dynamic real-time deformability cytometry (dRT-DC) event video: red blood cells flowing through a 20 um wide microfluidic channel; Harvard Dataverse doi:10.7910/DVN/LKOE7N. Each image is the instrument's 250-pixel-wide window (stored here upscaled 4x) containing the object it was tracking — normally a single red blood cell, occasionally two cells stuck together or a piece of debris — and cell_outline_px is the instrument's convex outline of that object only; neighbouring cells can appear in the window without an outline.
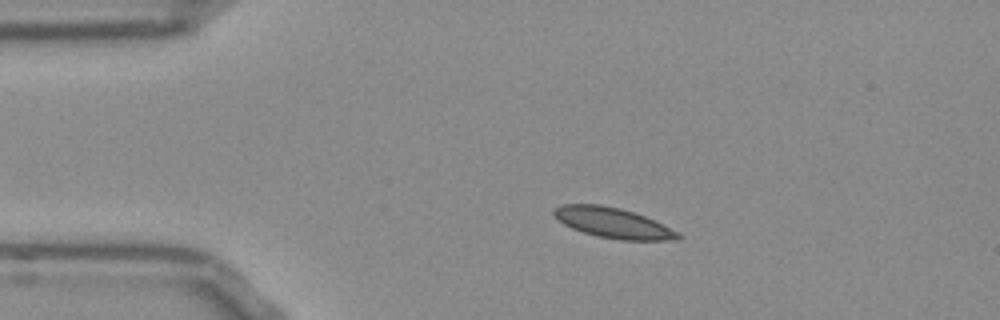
{"species": "Egyptian fruit bat (a non-hibernating species)", "species_latin": "Rousettus aegyptiacus", "temperature_condition": "room temperature", "stored_images_in_passage": 43, "camera_frame_rate_fps": 3000, "um_per_image_px": 0.085, "frame": {"image": 1, "passage_image": 1, "time_ms": 0.0, "image_size_px": [1000, 320], "cell_outline_px": [[684, 236], [680, 240], [620, 240], [596, 236], [572, 228], [564, 224], [552, 212], [560, 204], [600, 204], [620, 208], [644, 216], [664, 224], [680, 232]], "centroid_in_image_um": [52.18, 18.95], "position_along_channel_um": 32.8, "area_um2": 21.96}}
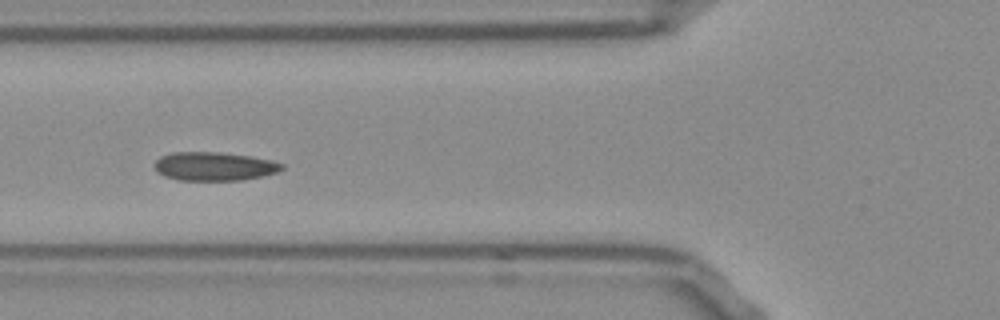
{"frame": {"image": 2, "passage_image": 10, "time_ms": 3.0, "image_size_px": [1000, 320], "cell_outline_px": [[284, 168], [276, 172], [264, 176], [244, 180], [180, 180], [164, 176], [156, 172], [152, 164], [160, 156], [172, 152], [216, 152], [248, 156], [272, 160], [284, 164]], "centroid_in_image_um": [18.18, 14.14], "position_along_channel_um": 107.6, "area_um2": 21.39}}
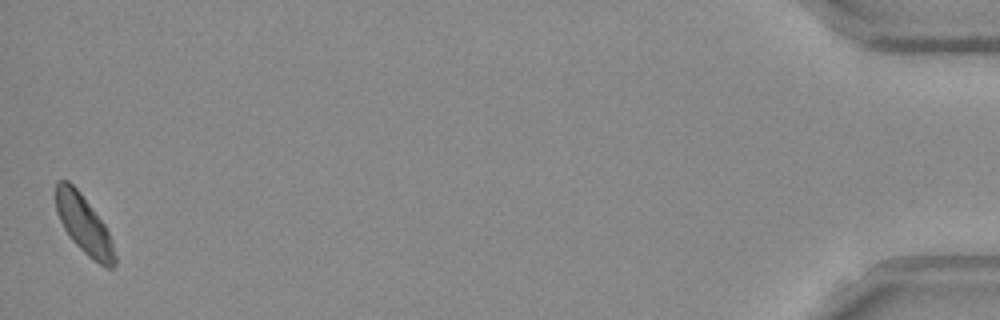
{"frame": {"image": 3, "passage_image": 43, "time_ms": 14.0, "image_size_px": [1000, 320], "cell_outline_px": [[116, 264], [112, 268], [108, 268], [100, 264], [88, 256], [72, 240], [64, 228], [56, 212], [56, 184], [60, 180], [68, 180], [80, 192], [104, 224], [112, 240], [116, 256]], "centroid_in_image_um": [7.14, 19.1], "position_along_channel_um": 428.1, "area_um2": 19.83}, "authors_computed_cell_mechanics": {"area_um2": 20.6346, "velocity_mm_per_s": 3.8012, "shape_relaxation_time_tau1_ms": 5.4652, "shape_relaxation_time_tau2_ms": 3.5589, "deformation_change_tau1": 0.0835, "deformation_change_tau2": 0.0457}}